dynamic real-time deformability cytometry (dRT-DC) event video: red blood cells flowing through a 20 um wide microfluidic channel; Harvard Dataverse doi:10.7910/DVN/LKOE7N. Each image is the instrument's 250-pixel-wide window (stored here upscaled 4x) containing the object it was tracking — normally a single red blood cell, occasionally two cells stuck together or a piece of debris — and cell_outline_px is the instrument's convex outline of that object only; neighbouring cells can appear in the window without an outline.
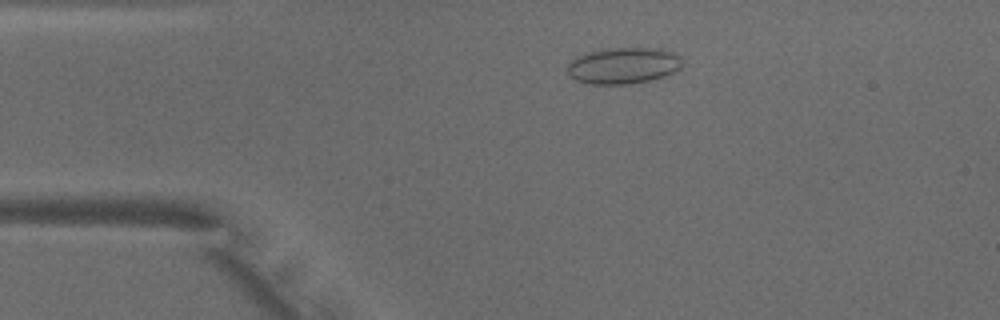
{"species": "common noctule bat (a hibernating species)", "species_latin": "Nyctalus noctula", "temperature_condition": "warm", "stored_images_in_passage": 40, "camera_frame_rate_fps": 3000, "um_per_image_px": 0.085, "animal": {"sex": "male", "body_mass_g": 18.8}, "frame": {"image": 1, "passage_image": 9, "time_ms": 2.667, "image_size_px": [1000, 320], "cell_outline_px": [[680, 68], [664, 76], [648, 80], [628, 84], [592, 84], [576, 80], [568, 76], [568, 64], [572, 60], [584, 52], [612, 48], [660, 48], [676, 52], [680, 56]], "centroid_in_image_um": [52.97, 5.56], "position_along_channel_um": 32.0, "area_um2": 24.28}}
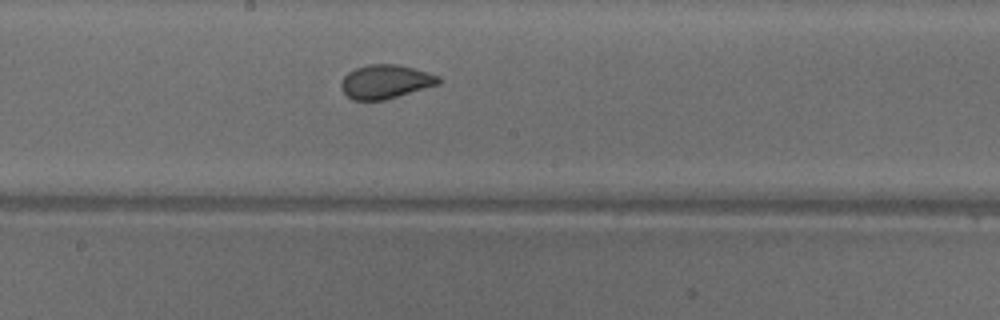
{"frame": {"image": 2, "passage_image": 25, "time_ms": 8.0, "image_size_px": [1000, 320], "cell_outline_px": [[440, 84], [384, 100], [352, 100], [340, 88], [340, 84], [344, 76], [348, 72], [356, 68], [368, 64], [400, 64], [428, 72], [440, 76]], "centroid_in_image_um": [32.77, 6.93], "position_along_channel_um": 215.4, "area_um2": 19.31}}
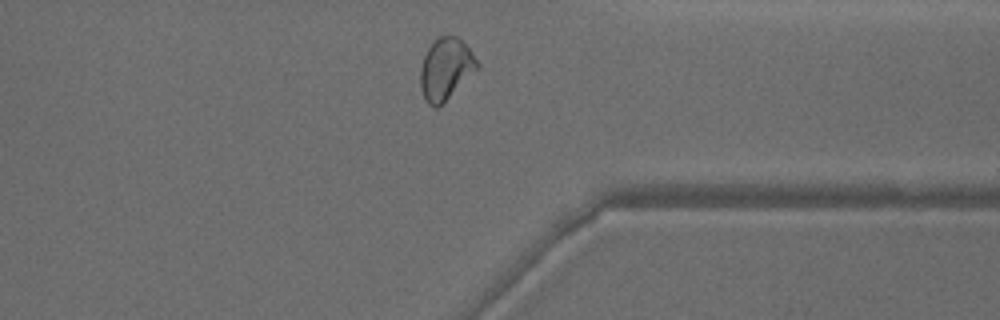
{"frame": {"image": 3, "passage_image": 37, "time_ms": 12.0, "image_size_px": [1000, 320], "cell_outline_px": [[480, 68], [436, 108], [428, 104], [420, 88], [420, 68], [424, 56], [428, 48], [440, 36], [456, 36], [468, 48], [480, 64]], "centroid_in_image_um": [37.89, 5.86], "position_along_channel_um": 373.5, "area_um2": 20.06}}